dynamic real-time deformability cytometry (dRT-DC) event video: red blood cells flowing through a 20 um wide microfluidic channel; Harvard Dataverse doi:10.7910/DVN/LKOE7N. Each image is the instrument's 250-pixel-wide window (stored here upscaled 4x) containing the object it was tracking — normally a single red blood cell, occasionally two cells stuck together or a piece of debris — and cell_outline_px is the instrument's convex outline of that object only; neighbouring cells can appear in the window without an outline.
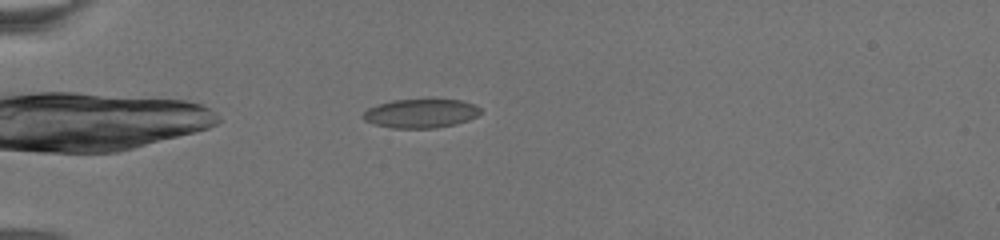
{"species": "common noctule bat (a hibernating species)", "species_latin": "Nyctalus noctula", "temperature_condition": "warm", "stored_images_in_passage": 31, "camera_frame_rate_fps": 3000, "um_per_image_px": 0.085, "animal": {"sex": "female", "body_mass_g": 19.5, "forearm_length_mm": 54.1}, "frame": {"image": 1, "passage_image": 3, "time_ms": 1.333, "image_size_px": [1000, 240], "cell_outline_px": [[480, 112], [476, 116], [468, 120], [456, 124], [436, 128], [392, 128], [376, 124], [364, 120], [360, 116], [368, 108], [392, 100], [428, 96], [460, 100], [472, 104], [480, 108]], "centroid_in_image_um": [35.77, 9.59], "position_along_channel_um": 49.2, "area_um2": 20.52}}
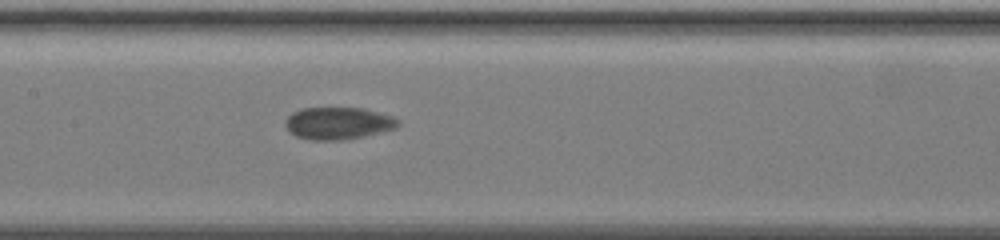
{"frame": {"image": 2, "passage_image": 12, "time_ms": 7.0, "image_size_px": [1000, 240], "cell_outline_px": [[400, 124], [396, 128], [384, 132], [344, 140], [312, 140], [296, 136], [288, 132], [284, 124], [284, 120], [292, 112], [300, 108], [364, 108], [392, 116], [400, 120]], "centroid_in_image_um": [28.73, 10.48], "position_along_channel_um": 178.7, "area_um2": 21.5}}
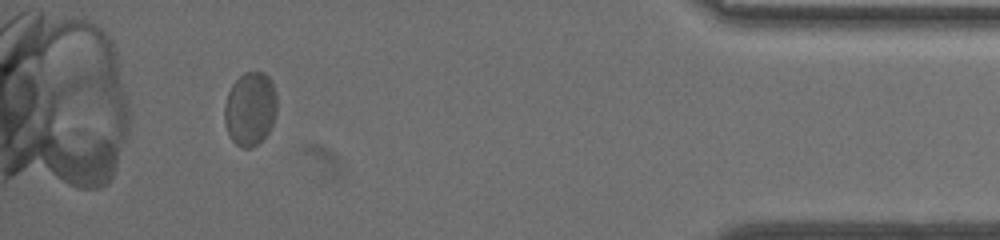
{"frame": {"image": 3, "passage_image": 27, "time_ms": 17.0, "image_size_px": [1000, 240], "cell_outline_px": [[276, 116], [268, 132], [252, 148], [240, 148], [232, 140], [228, 132], [224, 120], [224, 104], [228, 92], [232, 84], [244, 72], [264, 72], [268, 76], [276, 92]], "centroid_in_image_um": [21.25, 9.24], "position_along_channel_um": 413.9, "area_um2": 22.54}}